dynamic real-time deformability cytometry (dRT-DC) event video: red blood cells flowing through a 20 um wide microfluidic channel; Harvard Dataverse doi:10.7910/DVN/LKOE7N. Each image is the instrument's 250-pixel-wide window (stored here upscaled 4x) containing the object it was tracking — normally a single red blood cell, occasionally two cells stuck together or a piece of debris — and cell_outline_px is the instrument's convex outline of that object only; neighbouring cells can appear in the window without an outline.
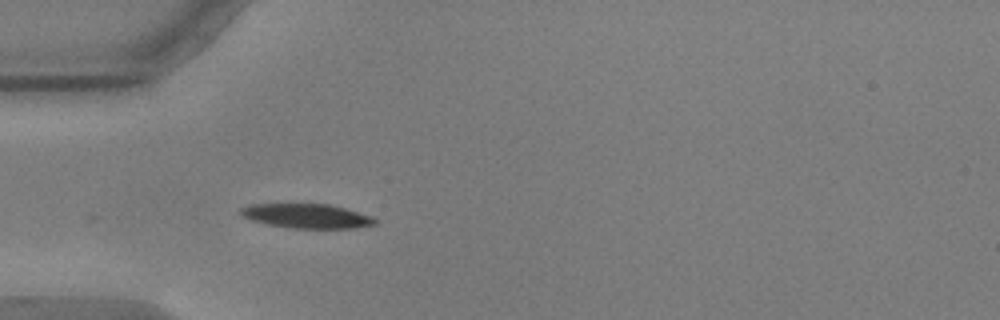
{"species": "common noctule bat (a hibernating species)", "species_latin": "Nyctalus noctula", "temperature_condition": "warm", "stored_images_in_passage": 23, "camera_frame_rate_fps": 3000, "um_per_image_px": 0.085, "animal": {"sex": "male", "body_mass_g": 17.9, "forearm_length_mm": 54.2}, "frame": {"image": 1, "passage_image": 1, "time_ms": 0.0, "image_size_px": [1000, 320], "cell_outline_px": [[380, 220], [376, 224], [356, 228], [288, 228], [268, 224], [252, 220], [240, 216], [236, 212], [240, 208], [248, 204], [328, 204], [344, 208], [372, 216]], "centroid_in_image_um": [26.04, 18.36], "position_along_channel_um": 59.0, "area_um2": 19.31}}
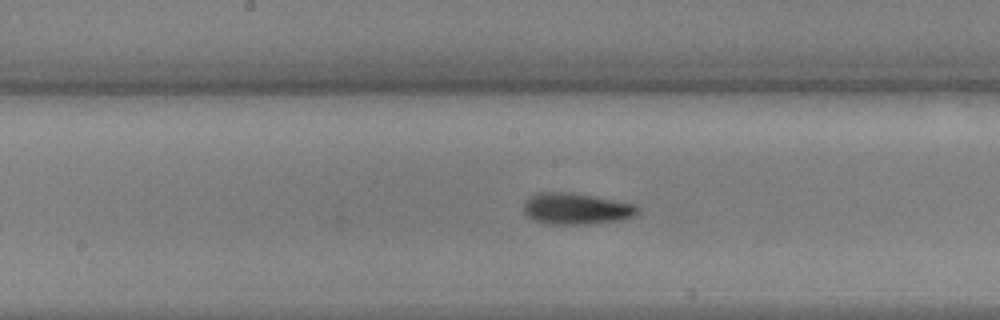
{"frame": {"image": 2, "passage_image": 13, "time_ms": 4.0, "image_size_px": [1000, 320], "cell_outline_px": [[640, 212], [632, 216], [620, 220], [588, 224], [552, 224], [532, 220], [524, 212], [524, 200], [536, 192], [576, 192], [636, 204], [640, 208]], "centroid_in_image_um": [48.98, 17.72], "position_along_channel_um": 199.2, "area_um2": 21.15}}
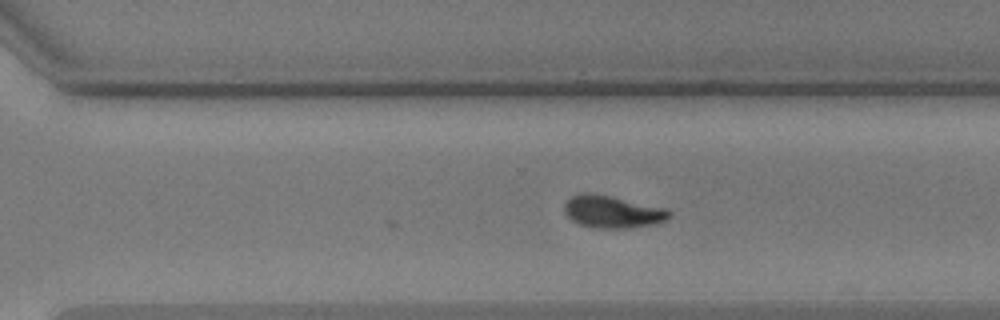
{"frame": {"image": 3, "passage_image": 23, "time_ms": 7.333, "image_size_px": [1000, 320], "cell_outline_px": [[672, 216], [668, 220], [652, 224], [628, 228], [592, 228], [580, 224], [572, 220], [564, 212], [564, 204], [572, 196], [580, 192], [592, 192], [668, 208], [672, 212]], "centroid_in_image_um": [52.08, 17.99], "position_along_channel_um": 318.5, "area_um2": 20.06}}